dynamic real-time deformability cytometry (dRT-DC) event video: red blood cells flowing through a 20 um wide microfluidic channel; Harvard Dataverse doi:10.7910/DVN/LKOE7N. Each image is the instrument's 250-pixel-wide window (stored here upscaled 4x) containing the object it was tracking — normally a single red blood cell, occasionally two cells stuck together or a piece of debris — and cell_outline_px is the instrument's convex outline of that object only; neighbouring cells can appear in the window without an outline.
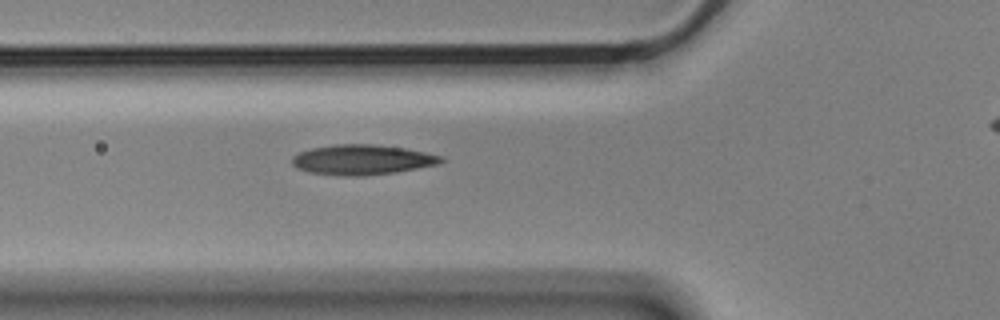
{"species": "Egyptian fruit bat (a non-hibernating species)", "species_latin": "Rousettus aegyptiacus", "temperature_condition": "cold", "stored_images_in_passage": 4, "camera_frame_rate_fps": 3000, "um_per_image_px": 0.085, "animal": {"sex": "male"}, "frame": {"image": 1, "passage_image": 4, "time_ms": 1.0, "image_size_px": [1000, 320], "cell_outline_px": [[444, 160], [436, 164], [396, 172], [364, 176], [336, 176], [308, 172], [296, 168], [292, 164], [292, 156], [300, 152], [312, 148], [336, 144], [372, 144], [404, 148], [424, 152], [440, 156]], "centroid_in_image_um": [30.71, 13.59], "position_along_channel_um": 95.1, "area_um2": 26.01}}